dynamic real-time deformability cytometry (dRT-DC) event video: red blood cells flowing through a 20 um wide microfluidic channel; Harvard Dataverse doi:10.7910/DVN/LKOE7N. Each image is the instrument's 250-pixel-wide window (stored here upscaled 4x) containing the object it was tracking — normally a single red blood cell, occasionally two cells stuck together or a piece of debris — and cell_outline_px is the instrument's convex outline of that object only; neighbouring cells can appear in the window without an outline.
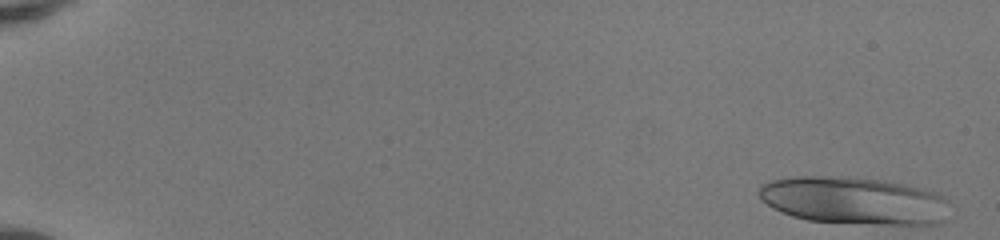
{"species": "human", "species_latin": "Homo sapiens", "temperature_condition": "room temperature", "stored_images_in_passage": 49, "camera_frame_rate_fps": 3000, "um_per_image_px": 0.085, "donor": {"sex": "female"}, "frame": {"image": 1, "passage_image": 1, "time_ms": 0.0, "image_size_px": [1000, 240], "cell_outline_px": [[948, 200], [944, 220], [936, 224], [880, 224], [808, 220], [792, 216], [772, 208], [760, 200], [760, 184], [772, 180], [792, 176], [848, 176], [884, 180], [924, 188], [936, 192], [944, 196]], "centroid_in_image_um": [72.57, 17.03], "position_along_channel_um": 12.4, "area_um2": 52.94}}
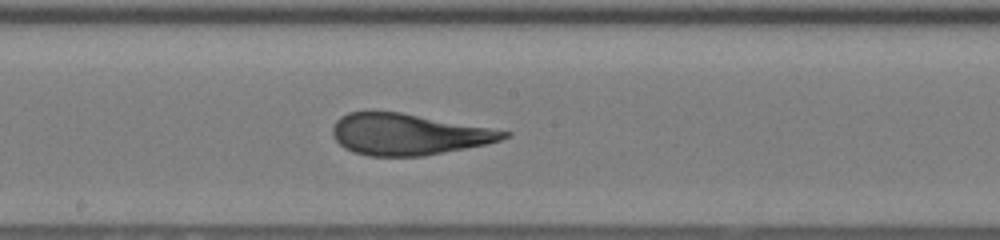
{"frame": {"image": 2, "passage_image": 28, "time_ms": 9.0, "image_size_px": [1000, 240], "cell_outline_px": [[512, 132], [508, 136], [500, 140], [484, 144], [424, 156], [368, 156], [352, 152], [344, 148], [332, 136], [332, 128], [336, 120], [340, 116], [348, 112], [400, 112]], "centroid_in_image_um": [34.64, 11.42], "position_along_channel_um": 213.6, "area_um2": 40.81}}
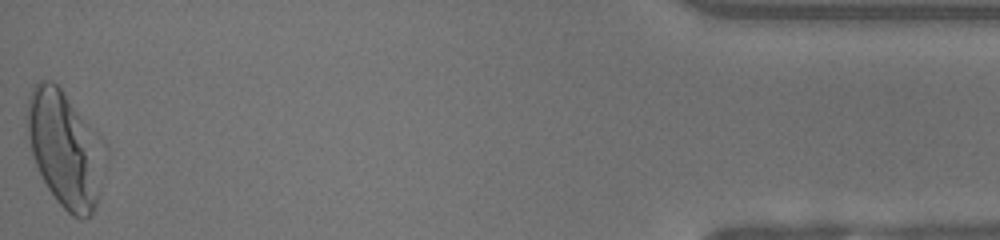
{"frame": {"image": 3, "passage_image": 49, "time_ms": 16.0, "image_size_px": [1000, 240], "cell_outline_px": [[96, 204], [92, 212], [88, 216], [80, 220], [72, 216], [56, 200], [48, 188], [36, 164], [32, 152], [28, 136], [24, 116], [28, 100], [32, 88], [40, 80], [52, 80], [60, 88], [80, 116], [96, 196]], "centroid_in_image_um": [5.13, 12.62], "position_along_channel_um": 430.1, "area_um2": 45.03}, "authors_computed_cell_mechanics": {"area_um2": 42.3096, "velocity_mm_per_s": 4.1686, "shape_relaxation_time_tau1_ms": 4.0485, "shape_relaxation_time_tau2_ms": 0.8942, "deformation_change_tau1": 0.2225, "deformation_change_tau2": 0.0949}}